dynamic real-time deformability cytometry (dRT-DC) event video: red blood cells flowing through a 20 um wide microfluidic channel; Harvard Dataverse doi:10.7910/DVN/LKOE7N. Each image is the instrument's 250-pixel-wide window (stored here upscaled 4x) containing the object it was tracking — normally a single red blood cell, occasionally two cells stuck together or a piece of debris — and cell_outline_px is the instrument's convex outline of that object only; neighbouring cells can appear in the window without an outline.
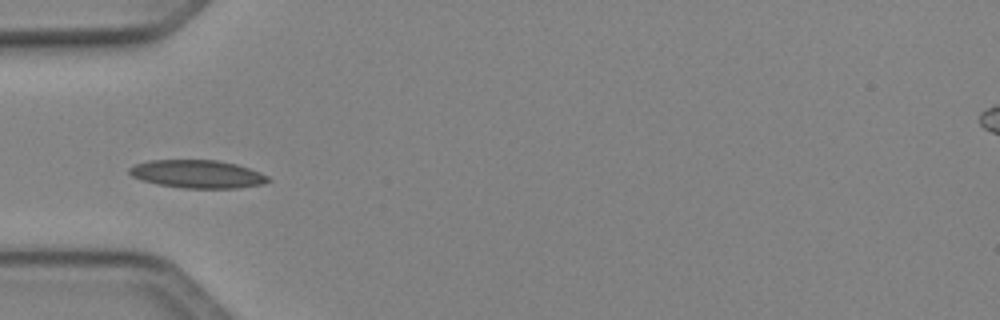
{"species": "Egyptian fruit bat (a non-hibernating species)", "species_latin": "Rousettus aegyptiacus", "temperature_condition": "cold", "stored_images_in_passage": 22, "camera_frame_rate_fps": 3000, "um_per_image_px": 0.085, "animal": {"sex": "female"}, "frame": {"image": 1, "passage_image": 1, "time_ms": 0.0, "image_size_px": [1000, 320], "cell_outline_px": [[272, 180], [264, 184], [236, 188], [184, 188], [160, 184], [140, 180], [132, 176], [128, 172], [128, 168], [136, 164], [148, 160], [216, 160], [236, 164], [260, 172], [268, 176]], "centroid_in_image_um": [16.79, 14.79], "position_along_channel_um": 68.2, "area_um2": 22.66}}
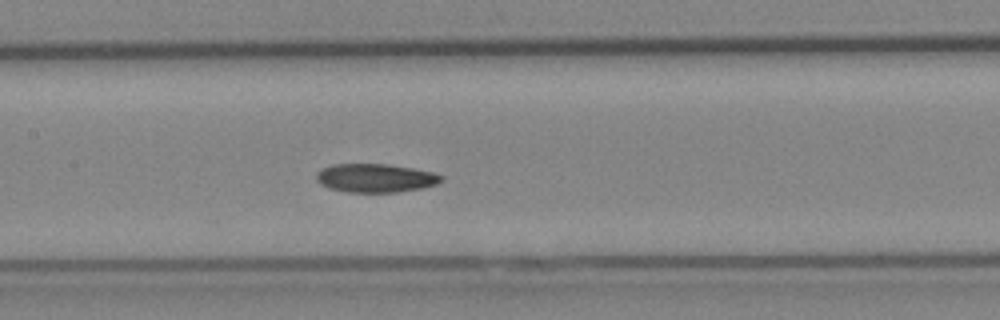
{"frame": {"image": 2, "passage_image": 9, "time_ms": 2.667, "image_size_px": [1000, 320], "cell_outline_px": [[444, 180], [436, 184], [420, 188], [396, 192], [348, 192], [328, 188], [320, 184], [316, 180], [316, 172], [332, 164], [384, 164], [412, 168], [432, 172], [444, 176]], "centroid_in_image_um": [31.89, 15.13], "position_along_channel_um": 175.5, "area_um2": 20.75}}
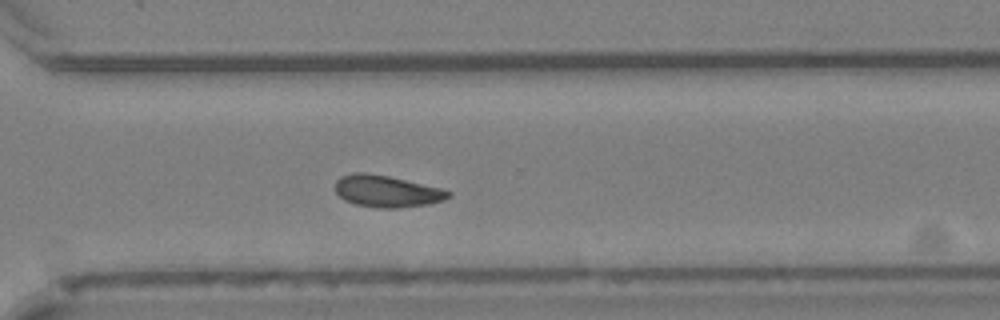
{"frame": {"image": 3, "passage_image": 21, "time_ms": 6.667, "image_size_px": [1000, 320], "cell_outline_px": [[452, 196], [444, 200], [428, 204], [396, 208], [376, 208], [356, 204], [344, 200], [336, 192], [336, 180], [340, 176], [352, 172], [364, 172], [388, 176], [440, 188], [452, 192]], "centroid_in_image_um": [32.86, 16.25], "position_along_channel_um": 337.7, "area_um2": 20.92}}